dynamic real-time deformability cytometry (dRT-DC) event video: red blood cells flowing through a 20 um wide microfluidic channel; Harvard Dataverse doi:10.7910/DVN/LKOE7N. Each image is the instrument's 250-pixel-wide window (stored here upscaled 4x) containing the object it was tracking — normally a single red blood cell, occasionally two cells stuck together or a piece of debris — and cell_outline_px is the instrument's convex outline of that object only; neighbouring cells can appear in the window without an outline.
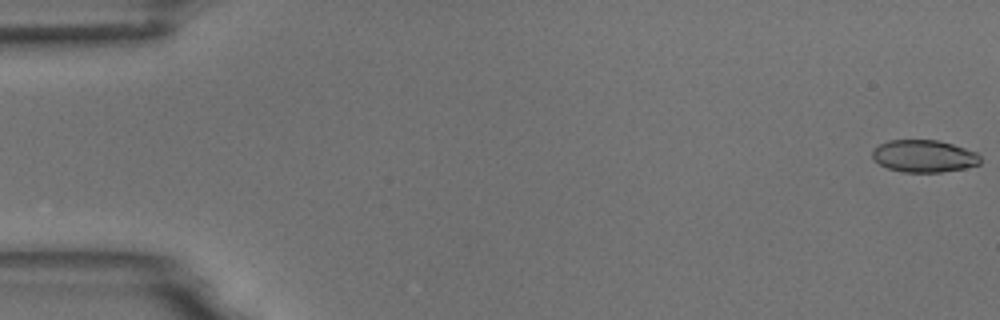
{"species": "common noctule bat (a hibernating species)", "species_latin": "Nyctalus noctula", "temperature_condition": "room temperature", "stored_images_in_passage": 55, "camera_frame_rate_fps": 3000, "um_per_image_px": 0.085, "animal": {"sex": "male", "body_mass_g": 18.8}, "frame": {"image": 1, "passage_image": 1, "time_ms": 0.0, "image_size_px": [1000, 320], "cell_outline_px": [[980, 164], [964, 168], [940, 172], [904, 172], [888, 168], [880, 164], [872, 156], [872, 152], [880, 144], [888, 140], [936, 140], [952, 144], [976, 152], [980, 156]], "centroid_in_image_um": [78.55, 13.27], "position_along_channel_um": 6.5, "area_um2": 20.06}}
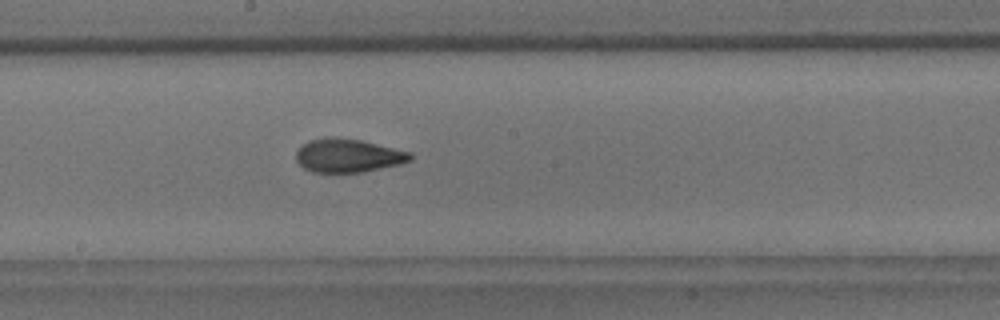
{"frame": {"image": 2, "passage_image": 30, "time_ms": 9.667, "image_size_px": [1000, 320], "cell_outline_px": [[412, 160], [400, 164], [364, 172], [312, 172], [304, 168], [296, 160], [296, 152], [308, 140], [324, 136], [332, 136], [360, 140], [408, 152], [412, 156]], "centroid_in_image_um": [29.54, 13.22], "position_along_channel_um": 218.7, "area_um2": 22.2}}
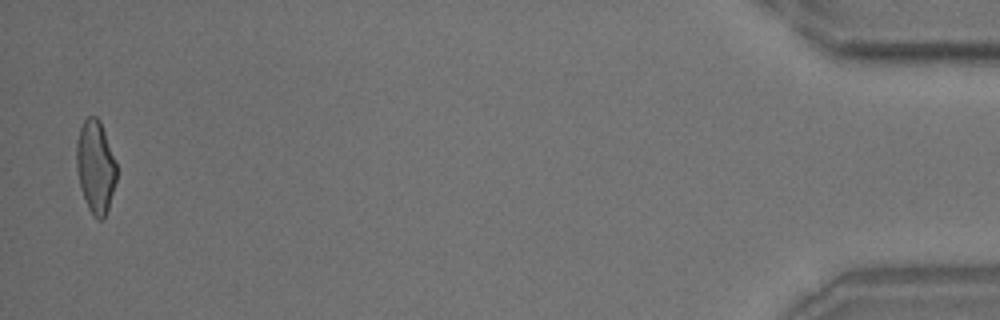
{"frame": {"image": 3, "passage_image": 54, "time_ms": 17.667, "image_size_px": [1000, 320], "cell_outline_px": [[116, 180], [108, 208], [104, 220], [96, 220], [88, 208], [80, 188], [76, 168], [76, 144], [80, 128], [84, 120], [88, 116], [96, 116], [100, 120], [116, 164]], "centroid_in_image_um": [8.1, 14.2], "position_along_channel_um": 427.1, "area_um2": 21.62}, "authors_computed_cell_mechanics": {"area_um2": 21.8484, "velocity_mm_per_s": 3.7241, "shape_relaxation_time_tau1_ms": 4.2541, "shape_relaxation_time_tau2_ms": 1.7064, "deformation_change_tau1": 0.1507, "deformation_change_tau2": 0.087}}